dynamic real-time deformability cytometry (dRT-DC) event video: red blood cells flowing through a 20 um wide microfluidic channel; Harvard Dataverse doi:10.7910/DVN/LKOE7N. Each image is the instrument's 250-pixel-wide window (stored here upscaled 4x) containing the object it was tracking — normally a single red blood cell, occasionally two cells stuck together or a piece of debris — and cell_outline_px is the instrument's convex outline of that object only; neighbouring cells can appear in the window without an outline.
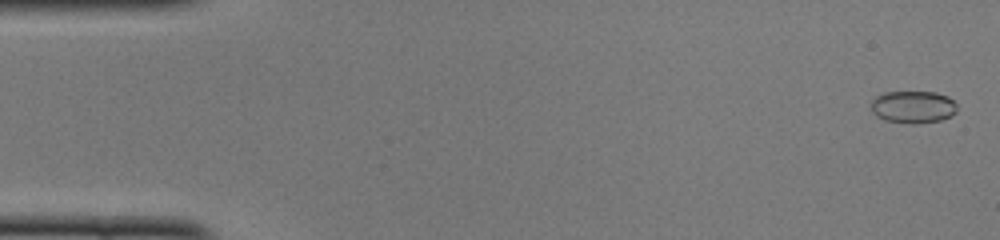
{"species": "common noctule bat (a hibernating species)", "species_latin": "Nyctalus noctula", "temperature_condition": "cold", "stored_images_in_passage": 51, "camera_frame_rate_fps": 3000, "um_per_image_px": 0.085, "animal": {"sex": "female", "body_mass_g": 22.0, "forearm_length_mm": 56.7}, "frame": {"image": 1, "passage_image": 2, "time_ms": 0.333, "image_size_px": [1000, 240], "cell_outline_px": [[956, 112], [952, 116], [940, 120], [916, 124], [912, 124], [884, 120], [876, 116], [872, 112], [872, 100], [876, 96], [884, 92], [936, 92], [948, 96], [956, 104]], "centroid_in_image_um": [77.61, 9.09], "position_along_channel_um": 7.4, "area_um2": 16.3}}
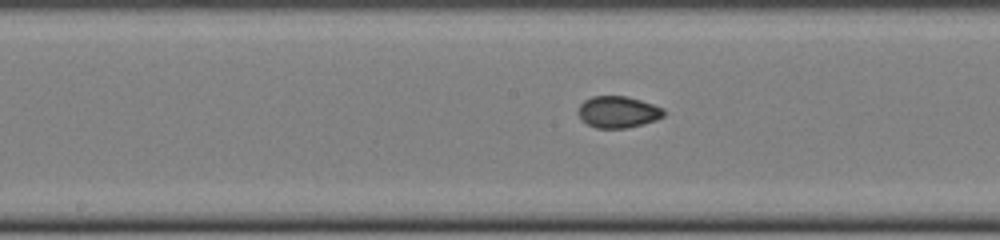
{"frame": {"image": 2, "passage_image": 26, "time_ms": 8.333, "image_size_px": [1000, 240], "cell_outline_px": [[664, 116], [656, 120], [624, 128], [596, 128], [588, 124], [576, 112], [580, 104], [584, 100], [592, 96], [628, 96], [664, 108]], "centroid_in_image_um": [52.51, 9.5], "position_along_channel_um": 195.7, "area_um2": 15.66}}
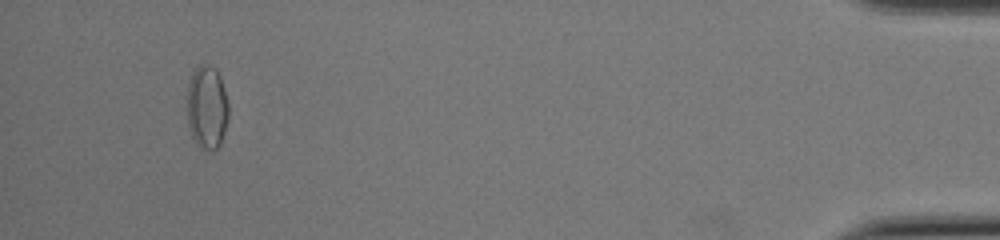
{"frame": {"image": 3, "passage_image": 48, "time_ms": 15.667, "image_size_px": [1000, 240], "cell_outline_px": [[228, 120], [220, 144], [216, 148], [204, 152], [196, 144], [192, 136], [188, 124], [188, 84], [196, 68], [204, 60], [216, 68], [220, 76], [228, 104]], "centroid_in_image_um": [17.6, 9.11], "position_along_channel_um": 417.6, "area_um2": 20.29}, "authors_computed_cell_mechanics": {"area_um2": 16.1262, "velocity_mm_per_s": 4.0103, "shape_relaxation_time_tau1_ms": null, "shape_relaxation_time_tau2_ms": 1.4745, "deformation_change_tau1": null, "deformation_change_tau2": 0.0412}}